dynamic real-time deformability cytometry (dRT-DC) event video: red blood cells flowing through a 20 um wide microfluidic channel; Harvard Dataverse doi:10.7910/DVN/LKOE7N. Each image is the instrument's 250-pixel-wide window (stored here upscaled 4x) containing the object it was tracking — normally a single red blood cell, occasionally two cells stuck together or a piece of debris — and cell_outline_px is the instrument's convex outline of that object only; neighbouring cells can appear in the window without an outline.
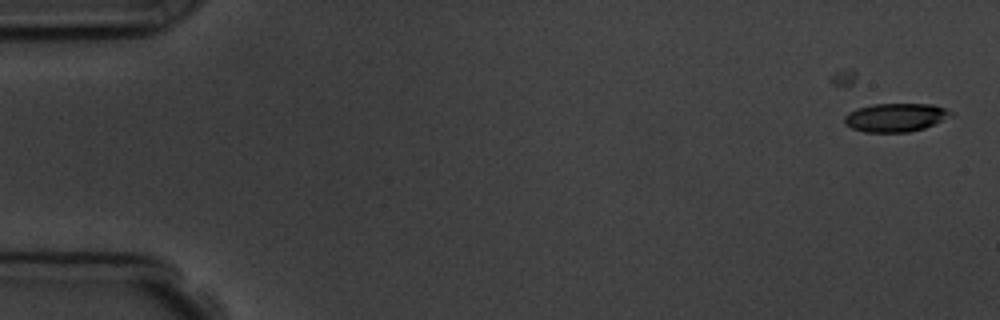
{"species": "common noctule bat (a hibernating species)", "species_latin": "Nyctalus noctula", "temperature_condition": "room temperature", "stored_images_in_passage": 7, "camera_frame_rate_fps": 3000, "um_per_image_px": 0.085, "animal": {"sex": "male", "body_mass_g": 19.5, "forearm_length_mm": 54.6}, "frame": {"image": 1, "passage_image": 1, "time_ms": 0.0, "image_size_px": [1000, 320], "cell_outline_px": [[956, 116], [924, 128], [908, 132], [864, 132], [852, 128], [844, 124], [844, 116], [848, 112], [856, 108], [872, 104], [932, 104], [944, 108], [952, 112]], "centroid_in_image_um": [76.14, 9.98], "position_along_channel_um": 8.9, "area_um2": 17.92}}